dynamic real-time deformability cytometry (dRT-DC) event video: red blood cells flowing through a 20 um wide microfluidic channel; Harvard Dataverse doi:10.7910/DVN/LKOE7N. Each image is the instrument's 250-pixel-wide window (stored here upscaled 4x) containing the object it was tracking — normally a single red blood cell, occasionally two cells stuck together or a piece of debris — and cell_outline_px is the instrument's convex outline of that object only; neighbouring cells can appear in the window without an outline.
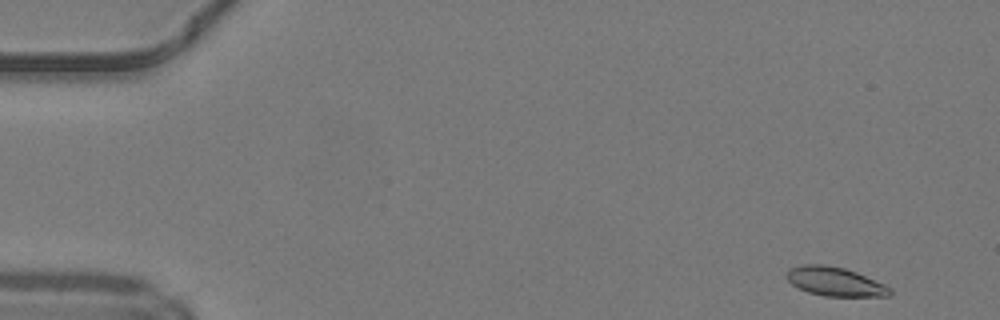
{"species": "common noctule bat (a hibernating species)", "species_latin": "Nyctalus noctula", "temperature_condition": "warm", "stored_images_in_passage": 47, "camera_frame_rate_fps": 3000, "um_per_image_px": 0.085, "animal": {"sex": "male", "body_mass_g": 19.2, "forearm_length_mm": 51.8}, "frame": {"image": 1, "passage_image": 1, "time_ms": 0.0, "image_size_px": [1000, 320], "cell_outline_px": [[892, 292], [888, 296], [824, 296], [808, 292], [792, 284], [784, 276], [788, 268], [804, 264], [824, 264], [844, 268], [856, 272], [884, 284], [892, 288]], "centroid_in_image_um": [70.95, 23.92], "position_along_channel_um": 14.1, "area_um2": 17.46}}
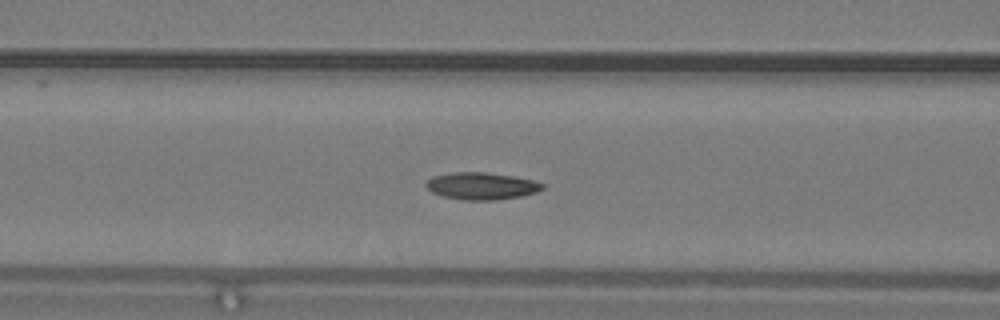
{"frame": {"image": 2, "passage_image": 18, "time_ms": 5.667, "image_size_px": [1000, 320], "cell_outline_px": [[544, 188], [536, 192], [520, 196], [496, 200], [464, 200], [444, 196], [432, 192], [424, 184], [432, 176], [452, 172], [488, 172], [512, 176], [532, 180], [544, 184]], "centroid_in_image_um": [40.91, 15.8], "position_along_channel_um": 125.7, "area_um2": 18.32}}
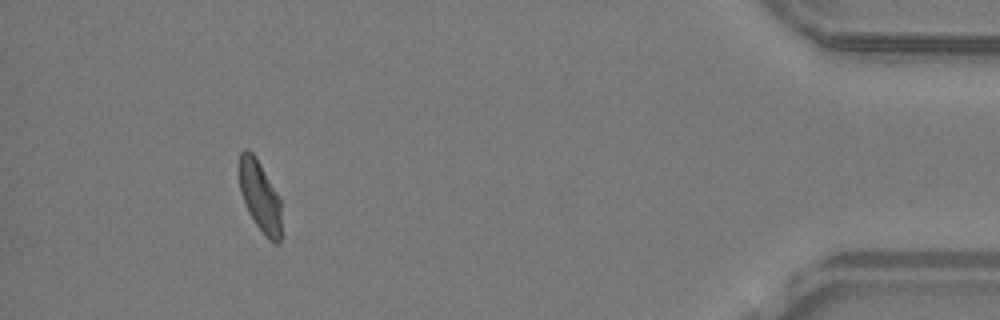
{"frame": {"image": 3, "passage_image": 43, "time_ms": 14.0, "image_size_px": [1000, 320], "cell_outline_px": [[280, 244], [276, 244], [256, 224], [248, 212], [240, 192], [240, 152], [244, 148], [248, 148], [252, 152], [260, 164], [280, 200]], "centroid_in_image_um": [22.07, 16.65], "position_along_channel_um": 413.1, "area_um2": 16.76}, "authors_computed_cell_mechanics": {"area_um2": 17.8024, "velocity_mm_per_s": 4.2133, "shape_relaxation_time_tau1_ms": 6.0552, "shape_relaxation_time_tau2_ms": null, "deformation_change_tau1": 0.1795, "deformation_change_tau2": null}}